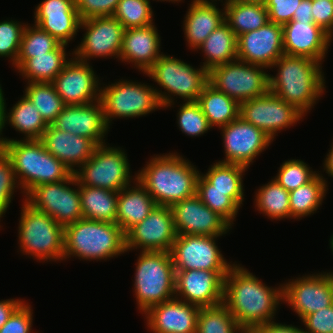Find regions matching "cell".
Wrapping results in <instances>:
<instances>
[{
    "instance_id": "6da1fadb",
    "label": "cell",
    "mask_w": 333,
    "mask_h": 333,
    "mask_svg": "<svg viewBox=\"0 0 333 333\" xmlns=\"http://www.w3.org/2000/svg\"><path fill=\"white\" fill-rule=\"evenodd\" d=\"M281 301L282 285L266 286L239 264L234 263L224 278L223 304L247 333L274 321Z\"/></svg>"
},
{
    "instance_id": "7a4b0ae2",
    "label": "cell",
    "mask_w": 333,
    "mask_h": 333,
    "mask_svg": "<svg viewBox=\"0 0 333 333\" xmlns=\"http://www.w3.org/2000/svg\"><path fill=\"white\" fill-rule=\"evenodd\" d=\"M273 67L278 68V73L269 75V91L307 114L326 87L321 62L283 54Z\"/></svg>"
},
{
    "instance_id": "3957f363",
    "label": "cell",
    "mask_w": 333,
    "mask_h": 333,
    "mask_svg": "<svg viewBox=\"0 0 333 333\" xmlns=\"http://www.w3.org/2000/svg\"><path fill=\"white\" fill-rule=\"evenodd\" d=\"M199 171L177 153L156 155L136 174L157 205L171 207L196 194Z\"/></svg>"
},
{
    "instance_id": "277c9868",
    "label": "cell",
    "mask_w": 333,
    "mask_h": 333,
    "mask_svg": "<svg viewBox=\"0 0 333 333\" xmlns=\"http://www.w3.org/2000/svg\"><path fill=\"white\" fill-rule=\"evenodd\" d=\"M0 147L12 162L17 183L24 195L36 186L64 181L73 174L45 149L40 140H15L0 136Z\"/></svg>"
},
{
    "instance_id": "5b68a950",
    "label": "cell",
    "mask_w": 333,
    "mask_h": 333,
    "mask_svg": "<svg viewBox=\"0 0 333 333\" xmlns=\"http://www.w3.org/2000/svg\"><path fill=\"white\" fill-rule=\"evenodd\" d=\"M125 252V234L117 223L82 218L64 227V260H107Z\"/></svg>"
},
{
    "instance_id": "8992f818",
    "label": "cell",
    "mask_w": 333,
    "mask_h": 333,
    "mask_svg": "<svg viewBox=\"0 0 333 333\" xmlns=\"http://www.w3.org/2000/svg\"><path fill=\"white\" fill-rule=\"evenodd\" d=\"M135 269L134 294L141 313L175 297V268L170 252L141 251Z\"/></svg>"
},
{
    "instance_id": "52a82bcc",
    "label": "cell",
    "mask_w": 333,
    "mask_h": 333,
    "mask_svg": "<svg viewBox=\"0 0 333 333\" xmlns=\"http://www.w3.org/2000/svg\"><path fill=\"white\" fill-rule=\"evenodd\" d=\"M200 67L195 69L181 59L162 53L144 74L169 93L155 88L161 105L166 108L174 103L171 95L179 96L185 102L198 100L204 86L208 83V71Z\"/></svg>"
},
{
    "instance_id": "ba28073f",
    "label": "cell",
    "mask_w": 333,
    "mask_h": 333,
    "mask_svg": "<svg viewBox=\"0 0 333 333\" xmlns=\"http://www.w3.org/2000/svg\"><path fill=\"white\" fill-rule=\"evenodd\" d=\"M19 220L20 251L37 260L64 259V227L25 201Z\"/></svg>"
},
{
    "instance_id": "9c48e42d",
    "label": "cell",
    "mask_w": 333,
    "mask_h": 333,
    "mask_svg": "<svg viewBox=\"0 0 333 333\" xmlns=\"http://www.w3.org/2000/svg\"><path fill=\"white\" fill-rule=\"evenodd\" d=\"M100 101L108 127L116 117L135 118L163 108L154 87L127 80L101 88Z\"/></svg>"
},
{
    "instance_id": "30bf717a",
    "label": "cell",
    "mask_w": 333,
    "mask_h": 333,
    "mask_svg": "<svg viewBox=\"0 0 333 333\" xmlns=\"http://www.w3.org/2000/svg\"><path fill=\"white\" fill-rule=\"evenodd\" d=\"M264 66L234 60L213 67L208 82L239 104L269 92V74Z\"/></svg>"
},
{
    "instance_id": "8fae6325",
    "label": "cell",
    "mask_w": 333,
    "mask_h": 333,
    "mask_svg": "<svg viewBox=\"0 0 333 333\" xmlns=\"http://www.w3.org/2000/svg\"><path fill=\"white\" fill-rule=\"evenodd\" d=\"M74 175L78 185L104 188L119 192L131 185L130 164L124 150L98 145Z\"/></svg>"
},
{
    "instance_id": "7c38bea8",
    "label": "cell",
    "mask_w": 333,
    "mask_h": 333,
    "mask_svg": "<svg viewBox=\"0 0 333 333\" xmlns=\"http://www.w3.org/2000/svg\"><path fill=\"white\" fill-rule=\"evenodd\" d=\"M69 185L78 188L73 189ZM25 197L24 201L32 208L46 213L63 227L83 218L79 185L74 173L64 181L36 186Z\"/></svg>"
},
{
    "instance_id": "4fadbf2b",
    "label": "cell",
    "mask_w": 333,
    "mask_h": 333,
    "mask_svg": "<svg viewBox=\"0 0 333 333\" xmlns=\"http://www.w3.org/2000/svg\"><path fill=\"white\" fill-rule=\"evenodd\" d=\"M219 236L177 235L170 251L175 270L229 271L228 263L218 246Z\"/></svg>"
},
{
    "instance_id": "5bb4252c",
    "label": "cell",
    "mask_w": 333,
    "mask_h": 333,
    "mask_svg": "<svg viewBox=\"0 0 333 333\" xmlns=\"http://www.w3.org/2000/svg\"><path fill=\"white\" fill-rule=\"evenodd\" d=\"M304 116L270 91L240 104V117L263 130L273 140L278 131L296 124Z\"/></svg>"
},
{
    "instance_id": "9a60e30c",
    "label": "cell",
    "mask_w": 333,
    "mask_h": 333,
    "mask_svg": "<svg viewBox=\"0 0 333 333\" xmlns=\"http://www.w3.org/2000/svg\"><path fill=\"white\" fill-rule=\"evenodd\" d=\"M82 27V28H81ZM81 29H86L81 44L72 55L81 62L90 58L115 56L119 58L125 28L113 16L81 20Z\"/></svg>"
},
{
    "instance_id": "2e32d148",
    "label": "cell",
    "mask_w": 333,
    "mask_h": 333,
    "mask_svg": "<svg viewBox=\"0 0 333 333\" xmlns=\"http://www.w3.org/2000/svg\"><path fill=\"white\" fill-rule=\"evenodd\" d=\"M282 298L301 321L333 304V281L328 272L306 275L282 284Z\"/></svg>"
},
{
    "instance_id": "e0dca14e",
    "label": "cell",
    "mask_w": 333,
    "mask_h": 333,
    "mask_svg": "<svg viewBox=\"0 0 333 333\" xmlns=\"http://www.w3.org/2000/svg\"><path fill=\"white\" fill-rule=\"evenodd\" d=\"M177 237L170 207L156 205L151 213L125 234V249L170 252Z\"/></svg>"
},
{
    "instance_id": "ac0fdd59",
    "label": "cell",
    "mask_w": 333,
    "mask_h": 333,
    "mask_svg": "<svg viewBox=\"0 0 333 333\" xmlns=\"http://www.w3.org/2000/svg\"><path fill=\"white\" fill-rule=\"evenodd\" d=\"M225 159L219 162L238 164L249 168L254 158L267 148L273 139L263 130L242 117L221 128Z\"/></svg>"
},
{
    "instance_id": "d6986e66",
    "label": "cell",
    "mask_w": 333,
    "mask_h": 333,
    "mask_svg": "<svg viewBox=\"0 0 333 333\" xmlns=\"http://www.w3.org/2000/svg\"><path fill=\"white\" fill-rule=\"evenodd\" d=\"M228 272L175 270V297L200 308L219 305L223 303L224 278Z\"/></svg>"
},
{
    "instance_id": "ffe728a7",
    "label": "cell",
    "mask_w": 333,
    "mask_h": 333,
    "mask_svg": "<svg viewBox=\"0 0 333 333\" xmlns=\"http://www.w3.org/2000/svg\"><path fill=\"white\" fill-rule=\"evenodd\" d=\"M170 208L177 235L222 236L232 228L222 216L206 206L197 194Z\"/></svg>"
},
{
    "instance_id": "44dd1931",
    "label": "cell",
    "mask_w": 333,
    "mask_h": 333,
    "mask_svg": "<svg viewBox=\"0 0 333 333\" xmlns=\"http://www.w3.org/2000/svg\"><path fill=\"white\" fill-rule=\"evenodd\" d=\"M51 82L65 105H83L100 100V82L92 66L76 58Z\"/></svg>"
},
{
    "instance_id": "7402d4cb",
    "label": "cell",
    "mask_w": 333,
    "mask_h": 333,
    "mask_svg": "<svg viewBox=\"0 0 333 333\" xmlns=\"http://www.w3.org/2000/svg\"><path fill=\"white\" fill-rule=\"evenodd\" d=\"M284 54L283 27L269 21L237 38V59L267 69Z\"/></svg>"
},
{
    "instance_id": "603a6c76",
    "label": "cell",
    "mask_w": 333,
    "mask_h": 333,
    "mask_svg": "<svg viewBox=\"0 0 333 333\" xmlns=\"http://www.w3.org/2000/svg\"><path fill=\"white\" fill-rule=\"evenodd\" d=\"M52 125L62 131L86 137L96 146L106 144L104 136L109 131L100 100L83 105H65Z\"/></svg>"
},
{
    "instance_id": "cb8c5ba5",
    "label": "cell",
    "mask_w": 333,
    "mask_h": 333,
    "mask_svg": "<svg viewBox=\"0 0 333 333\" xmlns=\"http://www.w3.org/2000/svg\"><path fill=\"white\" fill-rule=\"evenodd\" d=\"M284 54L323 62L332 37L314 22L290 21L283 26Z\"/></svg>"
},
{
    "instance_id": "d4e9b609",
    "label": "cell",
    "mask_w": 333,
    "mask_h": 333,
    "mask_svg": "<svg viewBox=\"0 0 333 333\" xmlns=\"http://www.w3.org/2000/svg\"><path fill=\"white\" fill-rule=\"evenodd\" d=\"M35 25L67 45L80 29L75 0H43L34 12Z\"/></svg>"
},
{
    "instance_id": "484cf974",
    "label": "cell",
    "mask_w": 333,
    "mask_h": 333,
    "mask_svg": "<svg viewBox=\"0 0 333 333\" xmlns=\"http://www.w3.org/2000/svg\"><path fill=\"white\" fill-rule=\"evenodd\" d=\"M200 307L174 297L150 307L144 314L152 333H196Z\"/></svg>"
},
{
    "instance_id": "4316f807",
    "label": "cell",
    "mask_w": 333,
    "mask_h": 333,
    "mask_svg": "<svg viewBox=\"0 0 333 333\" xmlns=\"http://www.w3.org/2000/svg\"><path fill=\"white\" fill-rule=\"evenodd\" d=\"M40 141L45 149L67 166L72 173L76 171L74 167L80 168L90 159L97 147L90 139L59 130L52 124L47 126Z\"/></svg>"
},
{
    "instance_id": "83f0119b",
    "label": "cell",
    "mask_w": 333,
    "mask_h": 333,
    "mask_svg": "<svg viewBox=\"0 0 333 333\" xmlns=\"http://www.w3.org/2000/svg\"><path fill=\"white\" fill-rule=\"evenodd\" d=\"M160 35L151 24L145 27L125 29L119 59L131 64L145 73L162 55Z\"/></svg>"
},
{
    "instance_id": "f1b7e54d",
    "label": "cell",
    "mask_w": 333,
    "mask_h": 333,
    "mask_svg": "<svg viewBox=\"0 0 333 333\" xmlns=\"http://www.w3.org/2000/svg\"><path fill=\"white\" fill-rule=\"evenodd\" d=\"M215 1L217 0L191 2L183 24L188 47L191 49H197L217 27L225 22L224 8L222 11L217 8Z\"/></svg>"
},
{
    "instance_id": "f546056e",
    "label": "cell",
    "mask_w": 333,
    "mask_h": 333,
    "mask_svg": "<svg viewBox=\"0 0 333 333\" xmlns=\"http://www.w3.org/2000/svg\"><path fill=\"white\" fill-rule=\"evenodd\" d=\"M133 180L136 186L128 185L118 193L116 223L124 234L144 220L157 205L136 176Z\"/></svg>"
},
{
    "instance_id": "4dcf8cb0",
    "label": "cell",
    "mask_w": 333,
    "mask_h": 333,
    "mask_svg": "<svg viewBox=\"0 0 333 333\" xmlns=\"http://www.w3.org/2000/svg\"><path fill=\"white\" fill-rule=\"evenodd\" d=\"M6 121L16 131L25 134V140H40L48 126L42 119L37 107L25 95L11 108L9 113L6 111L5 98H3L0 136L5 124H7Z\"/></svg>"
},
{
    "instance_id": "1f68e13d",
    "label": "cell",
    "mask_w": 333,
    "mask_h": 333,
    "mask_svg": "<svg viewBox=\"0 0 333 333\" xmlns=\"http://www.w3.org/2000/svg\"><path fill=\"white\" fill-rule=\"evenodd\" d=\"M197 103L212 128L226 126L240 116V104L209 82L204 86Z\"/></svg>"
},
{
    "instance_id": "d6a6232c",
    "label": "cell",
    "mask_w": 333,
    "mask_h": 333,
    "mask_svg": "<svg viewBox=\"0 0 333 333\" xmlns=\"http://www.w3.org/2000/svg\"><path fill=\"white\" fill-rule=\"evenodd\" d=\"M224 5L225 22L237 38L247 32L257 30L269 22L264 4L226 0Z\"/></svg>"
},
{
    "instance_id": "836d02e7",
    "label": "cell",
    "mask_w": 333,
    "mask_h": 333,
    "mask_svg": "<svg viewBox=\"0 0 333 333\" xmlns=\"http://www.w3.org/2000/svg\"><path fill=\"white\" fill-rule=\"evenodd\" d=\"M197 49L204 52L206 61L202 67L209 72L215 66L237 59V36L224 22Z\"/></svg>"
},
{
    "instance_id": "e575fe53",
    "label": "cell",
    "mask_w": 333,
    "mask_h": 333,
    "mask_svg": "<svg viewBox=\"0 0 333 333\" xmlns=\"http://www.w3.org/2000/svg\"><path fill=\"white\" fill-rule=\"evenodd\" d=\"M79 193L83 218L116 223L119 192L79 185Z\"/></svg>"
},
{
    "instance_id": "d590c367",
    "label": "cell",
    "mask_w": 333,
    "mask_h": 333,
    "mask_svg": "<svg viewBox=\"0 0 333 333\" xmlns=\"http://www.w3.org/2000/svg\"><path fill=\"white\" fill-rule=\"evenodd\" d=\"M66 46L60 44L55 50L45 55L28 58L17 70L29 82L51 83L70 61L66 60Z\"/></svg>"
},
{
    "instance_id": "8d00e7d4",
    "label": "cell",
    "mask_w": 333,
    "mask_h": 333,
    "mask_svg": "<svg viewBox=\"0 0 333 333\" xmlns=\"http://www.w3.org/2000/svg\"><path fill=\"white\" fill-rule=\"evenodd\" d=\"M196 194L212 211L217 212L231 226L243 204V191L210 190V183L201 175L197 179Z\"/></svg>"
},
{
    "instance_id": "74e56055",
    "label": "cell",
    "mask_w": 333,
    "mask_h": 333,
    "mask_svg": "<svg viewBox=\"0 0 333 333\" xmlns=\"http://www.w3.org/2000/svg\"><path fill=\"white\" fill-rule=\"evenodd\" d=\"M326 182L322 174L318 173L307 184L289 192L292 219H302V217L314 214L317 211L322 205L323 198L328 190Z\"/></svg>"
},
{
    "instance_id": "f35d334b",
    "label": "cell",
    "mask_w": 333,
    "mask_h": 333,
    "mask_svg": "<svg viewBox=\"0 0 333 333\" xmlns=\"http://www.w3.org/2000/svg\"><path fill=\"white\" fill-rule=\"evenodd\" d=\"M257 210L271 219L291 218L289 191L284 189L274 178L261 186L256 192Z\"/></svg>"
},
{
    "instance_id": "ab89813d",
    "label": "cell",
    "mask_w": 333,
    "mask_h": 333,
    "mask_svg": "<svg viewBox=\"0 0 333 333\" xmlns=\"http://www.w3.org/2000/svg\"><path fill=\"white\" fill-rule=\"evenodd\" d=\"M27 85L25 96L37 107L46 124L51 125L65 106L54 85L47 82H29Z\"/></svg>"
},
{
    "instance_id": "60d3db41",
    "label": "cell",
    "mask_w": 333,
    "mask_h": 333,
    "mask_svg": "<svg viewBox=\"0 0 333 333\" xmlns=\"http://www.w3.org/2000/svg\"><path fill=\"white\" fill-rule=\"evenodd\" d=\"M196 333H247L223 304L202 307L197 317Z\"/></svg>"
},
{
    "instance_id": "b9f144b4",
    "label": "cell",
    "mask_w": 333,
    "mask_h": 333,
    "mask_svg": "<svg viewBox=\"0 0 333 333\" xmlns=\"http://www.w3.org/2000/svg\"><path fill=\"white\" fill-rule=\"evenodd\" d=\"M61 43L51 34L42 30L39 26L26 24L20 45V52L14 67L18 69L28 58L34 55H45L55 50Z\"/></svg>"
},
{
    "instance_id": "7bdbcfd3",
    "label": "cell",
    "mask_w": 333,
    "mask_h": 333,
    "mask_svg": "<svg viewBox=\"0 0 333 333\" xmlns=\"http://www.w3.org/2000/svg\"><path fill=\"white\" fill-rule=\"evenodd\" d=\"M245 170V166L218 161L201 175L210 183V190L244 191L242 178Z\"/></svg>"
},
{
    "instance_id": "ee69618b",
    "label": "cell",
    "mask_w": 333,
    "mask_h": 333,
    "mask_svg": "<svg viewBox=\"0 0 333 333\" xmlns=\"http://www.w3.org/2000/svg\"><path fill=\"white\" fill-rule=\"evenodd\" d=\"M113 17L125 29L154 24L150 0H120Z\"/></svg>"
},
{
    "instance_id": "f6af8a7d",
    "label": "cell",
    "mask_w": 333,
    "mask_h": 333,
    "mask_svg": "<svg viewBox=\"0 0 333 333\" xmlns=\"http://www.w3.org/2000/svg\"><path fill=\"white\" fill-rule=\"evenodd\" d=\"M318 173L311 170L302 160L291 159L285 161L274 178L284 189L292 191L311 181Z\"/></svg>"
},
{
    "instance_id": "bcb514c9",
    "label": "cell",
    "mask_w": 333,
    "mask_h": 333,
    "mask_svg": "<svg viewBox=\"0 0 333 333\" xmlns=\"http://www.w3.org/2000/svg\"><path fill=\"white\" fill-rule=\"evenodd\" d=\"M178 111V127L184 134L200 136L212 128L197 101L183 103Z\"/></svg>"
},
{
    "instance_id": "7dc6e473",
    "label": "cell",
    "mask_w": 333,
    "mask_h": 333,
    "mask_svg": "<svg viewBox=\"0 0 333 333\" xmlns=\"http://www.w3.org/2000/svg\"><path fill=\"white\" fill-rule=\"evenodd\" d=\"M26 24L18 21L0 22V57H10L12 65L16 64L21 45V38Z\"/></svg>"
},
{
    "instance_id": "c3c4849f",
    "label": "cell",
    "mask_w": 333,
    "mask_h": 333,
    "mask_svg": "<svg viewBox=\"0 0 333 333\" xmlns=\"http://www.w3.org/2000/svg\"><path fill=\"white\" fill-rule=\"evenodd\" d=\"M9 156L0 147V219L10 206L14 190L19 186Z\"/></svg>"
},
{
    "instance_id": "681fc988",
    "label": "cell",
    "mask_w": 333,
    "mask_h": 333,
    "mask_svg": "<svg viewBox=\"0 0 333 333\" xmlns=\"http://www.w3.org/2000/svg\"><path fill=\"white\" fill-rule=\"evenodd\" d=\"M120 0H75L80 19L113 16Z\"/></svg>"
},
{
    "instance_id": "f907efd6",
    "label": "cell",
    "mask_w": 333,
    "mask_h": 333,
    "mask_svg": "<svg viewBox=\"0 0 333 333\" xmlns=\"http://www.w3.org/2000/svg\"><path fill=\"white\" fill-rule=\"evenodd\" d=\"M302 0H266L265 7L268 11L269 21L284 25L294 16Z\"/></svg>"
},
{
    "instance_id": "816d5d0a",
    "label": "cell",
    "mask_w": 333,
    "mask_h": 333,
    "mask_svg": "<svg viewBox=\"0 0 333 333\" xmlns=\"http://www.w3.org/2000/svg\"><path fill=\"white\" fill-rule=\"evenodd\" d=\"M32 311L31 306L23 302L0 328V333H31Z\"/></svg>"
},
{
    "instance_id": "f5cc1de1",
    "label": "cell",
    "mask_w": 333,
    "mask_h": 333,
    "mask_svg": "<svg viewBox=\"0 0 333 333\" xmlns=\"http://www.w3.org/2000/svg\"><path fill=\"white\" fill-rule=\"evenodd\" d=\"M302 322L305 333H333V304L307 315Z\"/></svg>"
},
{
    "instance_id": "db71d44e",
    "label": "cell",
    "mask_w": 333,
    "mask_h": 333,
    "mask_svg": "<svg viewBox=\"0 0 333 333\" xmlns=\"http://www.w3.org/2000/svg\"><path fill=\"white\" fill-rule=\"evenodd\" d=\"M314 24L333 37V0L312 1Z\"/></svg>"
},
{
    "instance_id": "11a10c76",
    "label": "cell",
    "mask_w": 333,
    "mask_h": 333,
    "mask_svg": "<svg viewBox=\"0 0 333 333\" xmlns=\"http://www.w3.org/2000/svg\"><path fill=\"white\" fill-rule=\"evenodd\" d=\"M252 333H305L304 329L294 325L280 324L274 321L257 327Z\"/></svg>"
},
{
    "instance_id": "9f6ffc18",
    "label": "cell",
    "mask_w": 333,
    "mask_h": 333,
    "mask_svg": "<svg viewBox=\"0 0 333 333\" xmlns=\"http://www.w3.org/2000/svg\"><path fill=\"white\" fill-rule=\"evenodd\" d=\"M23 302V300L16 298L0 301V328Z\"/></svg>"
},
{
    "instance_id": "6f0895ef",
    "label": "cell",
    "mask_w": 333,
    "mask_h": 333,
    "mask_svg": "<svg viewBox=\"0 0 333 333\" xmlns=\"http://www.w3.org/2000/svg\"><path fill=\"white\" fill-rule=\"evenodd\" d=\"M292 21L314 22L312 18V1L302 0L297 11H294Z\"/></svg>"
},
{
    "instance_id": "680465c9",
    "label": "cell",
    "mask_w": 333,
    "mask_h": 333,
    "mask_svg": "<svg viewBox=\"0 0 333 333\" xmlns=\"http://www.w3.org/2000/svg\"><path fill=\"white\" fill-rule=\"evenodd\" d=\"M324 161V170H326V173H328L330 177H333V145H331L329 153L327 154V157Z\"/></svg>"
},
{
    "instance_id": "91938a15",
    "label": "cell",
    "mask_w": 333,
    "mask_h": 333,
    "mask_svg": "<svg viewBox=\"0 0 333 333\" xmlns=\"http://www.w3.org/2000/svg\"><path fill=\"white\" fill-rule=\"evenodd\" d=\"M3 90L1 88V84H0V124H1V116H2V108H3Z\"/></svg>"
},
{
    "instance_id": "94428289",
    "label": "cell",
    "mask_w": 333,
    "mask_h": 333,
    "mask_svg": "<svg viewBox=\"0 0 333 333\" xmlns=\"http://www.w3.org/2000/svg\"><path fill=\"white\" fill-rule=\"evenodd\" d=\"M245 3L265 4L266 0H238Z\"/></svg>"
},
{
    "instance_id": "6125c7cd",
    "label": "cell",
    "mask_w": 333,
    "mask_h": 333,
    "mask_svg": "<svg viewBox=\"0 0 333 333\" xmlns=\"http://www.w3.org/2000/svg\"><path fill=\"white\" fill-rule=\"evenodd\" d=\"M330 248H331V250L333 252V235L330 238Z\"/></svg>"
},
{
    "instance_id": "be15d7a7",
    "label": "cell",
    "mask_w": 333,
    "mask_h": 333,
    "mask_svg": "<svg viewBox=\"0 0 333 333\" xmlns=\"http://www.w3.org/2000/svg\"><path fill=\"white\" fill-rule=\"evenodd\" d=\"M158 1H159V0H158ZM160 1H169V2L171 1V2H174V3H175V2H180L181 0H160Z\"/></svg>"
},
{
    "instance_id": "e7e4bbea",
    "label": "cell",
    "mask_w": 333,
    "mask_h": 333,
    "mask_svg": "<svg viewBox=\"0 0 333 333\" xmlns=\"http://www.w3.org/2000/svg\"><path fill=\"white\" fill-rule=\"evenodd\" d=\"M328 274H329L331 280L333 281V272H331V273L329 272Z\"/></svg>"
}]
</instances>
